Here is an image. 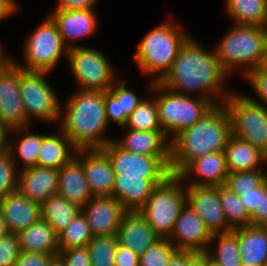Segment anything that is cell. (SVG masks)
<instances>
[{
  "label": "cell",
  "mask_w": 267,
  "mask_h": 266,
  "mask_svg": "<svg viewBox=\"0 0 267 266\" xmlns=\"http://www.w3.org/2000/svg\"><path fill=\"white\" fill-rule=\"evenodd\" d=\"M18 168L9 150L0 153V198L17 190Z\"/></svg>",
  "instance_id": "cell-40"
},
{
  "label": "cell",
  "mask_w": 267,
  "mask_h": 266,
  "mask_svg": "<svg viewBox=\"0 0 267 266\" xmlns=\"http://www.w3.org/2000/svg\"><path fill=\"white\" fill-rule=\"evenodd\" d=\"M189 37L188 33L172 22L159 24L140 40L133 60L145 75L156 72L158 75L152 82H160L171 70L181 47Z\"/></svg>",
  "instance_id": "cell-5"
},
{
  "label": "cell",
  "mask_w": 267,
  "mask_h": 266,
  "mask_svg": "<svg viewBox=\"0 0 267 266\" xmlns=\"http://www.w3.org/2000/svg\"><path fill=\"white\" fill-rule=\"evenodd\" d=\"M215 238L218 239V244L214 252L211 249L206 251L209 259L220 266H241L238 235L233 230L213 234L210 243L214 242Z\"/></svg>",
  "instance_id": "cell-33"
},
{
  "label": "cell",
  "mask_w": 267,
  "mask_h": 266,
  "mask_svg": "<svg viewBox=\"0 0 267 266\" xmlns=\"http://www.w3.org/2000/svg\"><path fill=\"white\" fill-rule=\"evenodd\" d=\"M18 5L15 0H0V19H5L17 11Z\"/></svg>",
  "instance_id": "cell-50"
},
{
  "label": "cell",
  "mask_w": 267,
  "mask_h": 266,
  "mask_svg": "<svg viewBox=\"0 0 267 266\" xmlns=\"http://www.w3.org/2000/svg\"><path fill=\"white\" fill-rule=\"evenodd\" d=\"M115 266H139V255L120 244L117 245Z\"/></svg>",
  "instance_id": "cell-46"
},
{
  "label": "cell",
  "mask_w": 267,
  "mask_h": 266,
  "mask_svg": "<svg viewBox=\"0 0 267 266\" xmlns=\"http://www.w3.org/2000/svg\"><path fill=\"white\" fill-rule=\"evenodd\" d=\"M187 204L213 234L232 231L219 198V186H187Z\"/></svg>",
  "instance_id": "cell-13"
},
{
  "label": "cell",
  "mask_w": 267,
  "mask_h": 266,
  "mask_svg": "<svg viewBox=\"0 0 267 266\" xmlns=\"http://www.w3.org/2000/svg\"><path fill=\"white\" fill-rule=\"evenodd\" d=\"M162 131L128 129L124 138L114 141L123 149L147 156H170V141Z\"/></svg>",
  "instance_id": "cell-25"
},
{
  "label": "cell",
  "mask_w": 267,
  "mask_h": 266,
  "mask_svg": "<svg viewBox=\"0 0 267 266\" xmlns=\"http://www.w3.org/2000/svg\"><path fill=\"white\" fill-rule=\"evenodd\" d=\"M227 75L215 50L207 51L190 36L181 47L171 70L159 83L178 94L191 96L189 92H200L201 98L216 106L220 103L214 102V97L224 101L231 93L224 87Z\"/></svg>",
  "instance_id": "cell-2"
},
{
  "label": "cell",
  "mask_w": 267,
  "mask_h": 266,
  "mask_svg": "<svg viewBox=\"0 0 267 266\" xmlns=\"http://www.w3.org/2000/svg\"><path fill=\"white\" fill-rule=\"evenodd\" d=\"M81 208L59 194L51 196L41 204L42 219L59 234L74 220Z\"/></svg>",
  "instance_id": "cell-30"
},
{
  "label": "cell",
  "mask_w": 267,
  "mask_h": 266,
  "mask_svg": "<svg viewBox=\"0 0 267 266\" xmlns=\"http://www.w3.org/2000/svg\"><path fill=\"white\" fill-rule=\"evenodd\" d=\"M9 131L11 130L7 126L0 124V153L8 150Z\"/></svg>",
  "instance_id": "cell-51"
},
{
  "label": "cell",
  "mask_w": 267,
  "mask_h": 266,
  "mask_svg": "<svg viewBox=\"0 0 267 266\" xmlns=\"http://www.w3.org/2000/svg\"><path fill=\"white\" fill-rule=\"evenodd\" d=\"M47 266H65L63 259L59 256H53Z\"/></svg>",
  "instance_id": "cell-55"
},
{
  "label": "cell",
  "mask_w": 267,
  "mask_h": 266,
  "mask_svg": "<svg viewBox=\"0 0 267 266\" xmlns=\"http://www.w3.org/2000/svg\"><path fill=\"white\" fill-rule=\"evenodd\" d=\"M105 91V109L106 117L109 121L114 122L119 127L124 128L128 116L137 108L143 98H139L133 91L128 90L125 86L127 81H119Z\"/></svg>",
  "instance_id": "cell-27"
},
{
  "label": "cell",
  "mask_w": 267,
  "mask_h": 266,
  "mask_svg": "<svg viewBox=\"0 0 267 266\" xmlns=\"http://www.w3.org/2000/svg\"><path fill=\"white\" fill-rule=\"evenodd\" d=\"M19 168L17 191L40 205L58 192V169L47 167Z\"/></svg>",
  "instance_id": "cell-17"
},
{
  "label": "cell",
  "mask_w": 267,
  "mask_h": 266,
  "mask_svg": "<svg viewBox=\"0 0 267 266\" xmlns=\"http://www.w3.org/2000/svg\"><path fill=\"white\" fill-rule=\"evenodd\" d=\"M261 227L267 232V220L261 225Z\"/></svg>",
  "instance_id": "cell-58"
},
{
  "label": "cell",
  "mask_w": 267,
  "mask_h": 266,
  "mask_svg": "<svg viewBox=\"0 0 267 266\" xmlns=\"http://www.w3.org/2000/svg\"><path fill=\"white\" fill-rule=\"evenodd\" d=\"M265 160H266L265 164L267 165V153L265 154Z\"/></svg>",
  "instance_id": "cell-59"
},
{
  "label": "cell",
  "mask_w": 267,
  "mask_h": 266,
  "mask_svg": "<svg viewBox=\"0 0 267 266\" xmlns=\"http://www.w3.org/2000/svg\"><path fill=\"white\" fill-rule=\"evenodd\" d=\"M93 237L116 235L128 212L113 196L92 197L82 208Z\"/></svg>",
  "instance_id": "cell-15"
},
{
  "label": "cell",
  "mask_w": 267,
  "mask_h": 266,
  "mask_svg": "<svg viewBox=\"0 0 267 266\" xmlns=\"http://www.w3.org/2000/svg\"><path fill=\"white\" fill-rule=\"evenodd\" d=\"M3 46H0V74L3 73L9 66L14 63V59H10V57H5Z\"/></svg>",
  "instance_id": "cell-52"
},
{
  "label": "cell",
  "mask_w": 267,
  "mask_h": 266,
  "mask_svg": "<svg viewBox=\"0 0 267 266\" xmlns=\"http://www.w3.org/2000/svg\"><path fill=\"white\" fill-rule=\"evenodd\" d=\"M265 172V170L259 169L229 173L224 186L240 196L244 192L259 187L267 179V172Z\"/></svg>",
  "instance_id": "cell-38"
},
{
  "label": "cell",
  "mask_w": 267,
  "mask_h": 266,
  "mask_svg": "<svg viewBox=\"0 0 267 266\" xmlns=\"http://www.w3.org/2000/svg\"><path fill=\"white\" fill-rule=\"evenodd\" d=\"M125 128L145 131H162L156 99L143 97L137 108L128 116Z\"/></svg>",
  "instance_id": "cell-35"
},
{
  "label": "cell",
  "mask_w": 267,
  "mask_h": 266,
  "mask_svg": "<svg viewBox=\"0 0 267 266\" xmlns=\"http://www.w3.org/2000/svg\"><path fill=\"white\" fill-rule=\"evenodd\" d=\"M83 170L93 197L112 196L116 174L101 149L83 150Z\"/></svg>",
  "instance_id": "cell-22"
},
{
  "label": "cell",
  "mask_w": 267,
  "mask_h": 266,
  "mask_svg": "<svg viewBox=\"0 0 267 266\" xmlns=\"http://www.w3.org/2000/svg\"><path fill=\"white\" fill-rule=\"evenodd\" d=\"M244 76L247 80H249V83L252 85L259 101L255 98H251L250 96L247 97L253 102L261 104L267 108V71L257 67Z\"/></svg>",
  "instance_id": "cell-42"
},
{
  "label": "cell",
  "mask_w": 267,
  "mask_h": 266,
  "mask_svg": "<svg viewBox=\"0 0 267 266\" xmlns=\"http://www.w3.org/2000/svg\"><path fill=\"white\" fill-rule=\"evenodd\" d=\"M65 105L59 127L77 150L101 149L113 140L105 135V91L77 90Z\"/></svg>",
  "instance_id": "cell-3"
},
{
  "label": "cell",
  "mask_w": 267,
  "mask_h": 266,
  "mask_svg": "<svg viewBox=\"0 0 267 266\" xmlns=\"http://www.w3.org/2000/svg\"><path fill=\"white\" fill-rule=\"evenodd\" d=\"M196 175L188 186H223L229 174L224 151L211 153L189 161L176 175L184 181ZM200 180V181H199Z\"/></svg>",
  "instance_id": "cell-19"
},
{
  "label": "cell",
  "mask_w": 267,
  "mask_h": 266,
  "mask_svg": "<svg viewBox=\"0 0 267 266\" xmlns=\"http://www.w3.org/2000/svg\"><path fill=\"white\" fill-rule=\"evenodd\" d=\"M65 266H92L87 246L59 251Z\"/></svg>",
  "instance_id": "cell-43"
},
{
  "label": "cell",
  "mask_w": 267,
  "mask_h": 266,
  "mask_svg": "<svg viewBox=\"0 0 267 266\" xmlns=\"http://www.w3.org/2000/svg\"><path fill=\"white\" fill-rule=\"evenodd\" d=\"M230 136L231 122L226 107L213 106L170 141V173L177 174L193 159L224 151Z\"/></svg>",
  "instance_id": "cell-4"
},
{
  "label": "cell",
  "mask_w": 267,
  "mask_h": 266,
  "mask_svg": "<svg viewBox=\"0 0 267 266\" xmlns=\"http://www.w3.org/2000/svg\"><path fill=\"white\" fill-rule=\"evenodd\" d=\"M53 256L50 253L21 251L14 266H47Z\"/></svg>",
  "instance_id": "cell-44"
},
{
  "label": "cell",
  "mask_w": 267,
  "mask_h": 266,
  "mask_svg": "<svg viewBox=\"0 0 267 266\" xmlns=\"http://www.w3.org/2000/svg\"><path fill=\"white\" fill-rule=\"evenodd\" d=\"M101 150L116 174L112 196L128 211H139L154 188L171 175L170 156H147L121 148L114 138Z\"/></svg>",
  "instance_id": "cell-1"
},
{
  "label": "cell",
  "mask_w": 267,
  "mask_h": 266,
  "mask_svg": "<svg viewBox=\"0 0 267 266\" xmlns=\"http://www.w3.org/2000/svg\"><path fill=\"white\" fill-rule=\"evenodd\" d=\"M57 194L80 208L93 197L83 170V150H77L76 155L59 169Z\"/></svg>",
  "instance_id": "cell-18"
},
{
  "label": "cell",
  "mask_w": 267,
  "mask_h": 266,
  "mask_svg": "<svg viewBox=\"0 0 267 266\" xmlns=\"http://www.w3.org/2000/svg\"><path fill=\"white\" fill-rule=\"evenodd\" d=\"M94 12V9H55L50 14V17L57 25L62 40L69 49L78 46L72 43L75 40L81 39V37H88L95 33L98 22Z\"/></svg>",
  "instance_id": "cell-20"
},
{
  "label": "cell",
  "mask_w": 267,
  "mask_h": 266,
  "mask_svg": "<svg viewBox=\"0 0 267 266\" xmlns=\"http://www.w3.org/2000/svg\"><path fill=\"white\" fill-rule=\"evenodd\" d=\"M118 244L143 254L160 237L137 211L127 212L117 230Z\"/></svg>",
  "instance_id": "cell-23"
},
{
  "label": "cell",
  "mask_w": 267,
  "mask_h": 266,
  "mask_svg": "<svg viewBox=\"0 0 267 266\" xmlns=\"http://www.w3.org/2000/svg\"><path fill=\"white\" fill-rule=\"evenodd\" d=\"M212 234L202 218L187 204L167 238L177 250L206 253Z\"/></svg>",
  "instance_id": "cell-14"
},
{
  "label": "cell",
  "mask_w": 267,
  "mask_h": 266,
  "mask_svg": "<svg viewBox=\"0 0 267 266\" xmlns=\"http://www.w3.org/2000/svg\"><path fill=\"white\" fill-rule=\"evenodd\" d=\"M67 59L81 86L79 90L108 91L116 82V71L104 53L94 48L76 46L69 49Z\"/></svg>",
  "instance_id": "cell-12"
},
{
  "label": "cell",
  "mask_w": 267,
  "mask_h": 266,
  "mask_svg": "<svg viewBox=\"0 0 267 266\" xmlns=\"http://www.w3.org/2000/svg\"><path fill=\"white\" fill-rule=\"evenodd\" d=\"M267 220V179L260 185L259 206L251 214V225L261 226Z\"/></svg>",
  "instance_id": "cell-45"
},
{
  "label": "cell",
  "mask_w": 267,
  "mask_h": 266,
  "mask_svg": "<svg viewBox=\"0 0 267 266\" xmlns=\"http://www.w3.org/2000/svg\"><path fill=\"white\" fill-rule=\"evenodd\" d=\"M99 0H59V3L55 9L61 10H84L94 9L93 6L98 3Z\"/></svg>",
  "instance_id": "cell-47"
},
{
  "label": "cell",
  "mask_w": 267,
  "mask_h": 266,
  "mask_svg": "<svg viewBox=\"0 0 267 266\" xmlns=\"http://www.w3.org/2000/svg\"><path fill=\"white\" fill-rule=\"evenodd\" d=\"M92 238L86 216L80 211L68 227L58 234L59 251L87 246Z\"/></svg>",
  "instance_id": "cell-34"
},
{
  "label": "cell",
  "mask_w": 267,
  "mask_h": 266,
  "mask_svg": "<svg viewBox=\"0 0 267 266\" xmlns=\"http://www.w3.org/2000/svg\"><path fill=\"white\" fill-rule=\"evenodd\" d=\"M243 264L267 266V232L261 226H242L233 229Z\"/></svg>",
  "instance_id": "cell-26"
},
{
  "label": "cell",
  "mask_w": 267,
  "mask_h": 266,
  "mask_svg": "<svg viewBox=\"0 0 267 266\" xmlns=\"http://www.w3.org/2000/svg\"><path fill=\"white\" fill-rule=\"evenodd\" d=\"M10 234L6 222L4 220V217L2 216L0 212V239L6 235Z\"/></svg>",
  "instance_id": "cell-54"
},
{
  "label": "cell",
  "mask_w": 267,
  "mask_h": 266,
  "mask_svg": "<svg viewBox=\"0 0 267 266\" xmlns=\"http://www.w3.org/2000/svg\"><path fill=\"white\" fill-rule=\"evenodd\" d=\"M17 236L21 251L50 253L54 256L59 253L58 234L42 218L20 231Z\"/></svg>",
  "instance_id": "cell-29"
},
{
  "label": "cell",
  "mask_w": 267,
  "mask_h": 266,
  "mask_svg": "<svg viewBox=\"0 0 267 266\" xmlns=\"http://www.w3.org/2000/svg\"><path fill=\"white\" fill-rule=\"evenodd\" d=\"M0 212L11 234H18L42 218L41 205L17 190L0 198Z\"/></svg>",
  "instance_id": "cell-21"
},
{
  "label": "cell",
  "mask_w": 267,
  "mask_h": 266,
  "mask_svg": "<svg viewBox=\"0 0 267 266\" xmlns=\"http://www.w3.org/2000/svg\"><path fill=\"white\" fill-rule=\"evenodd\" d=\"M196 254L193 251L178 250L168 266H188V261Z\"/></svg>",
  "instance_id": "cell-49"
},
{
  "label": "cell",
  "mask_w": 267,
  "mask_h": 266,
  "mask_svg": "<svg viewBox=\"0 0 267 266\" xmlns=\"http://www.w3.org/2000/svg\"><path fill=\"white\" fill-rule=\"evenodd\" d=\"M266 42L267 27L235 24L214 50L220 66L227 74L242 65L246 66L243 68L246 69L244 74H247L259 67Z\"/></svg>",
  "instance_id": "cell-6"
},
{
  "label": "cell",
  "mask_w": 267,
  "mask_h": 266,
  "mask_svg": "<svg viewBox=\"0 0 267 266\" xmlns=\"http://www.w3.org/2000/svg\"><path fill=\"white\" fill-rule=\"evenodd\" d=\"M219 198L228 224L233 228L251 225V214L242 204L240 196L226 186H219Z\"/></svg>",
  "instance_id": "cell-36"
},
{
  "label": "cell",
  "mask_w": 267,
  "mask_h": 266,
  "mask_svg": "<svg viewBox=\"0 0 267 266\" xmlns=\"http://www.w3.org/2000/svg\"><path fill=\"white\" fill-rule=\"evenodd\" d=\"M240 199L248 212L252 214L257 206H259L260 186L252 189L251 191L244 192V194L240 195Z\"/></svg>",
  "instance_id": "cell-48"
},
{
  "label": "cell",
  "mask_w": 267,
  "mask_h": 266,
  "mask_svg": "<svg viewBox=\"0 0 267 266\" xmlns=\"http://www.w3.org/2000/svg\"><path fill=\"white\" fill-rule=\"evenodd\" d=\"M177 251L167 238H160L139 255V266H168Z\"/></svg>",
  "instance_id": "cell-39"
},
{
  "label": "cell",
  "mask_w": 267,
  "mask_h": 266,
  "mask_svg": "<svg viewBox=\"0 0 267 266\" xmlns=\"http://www.w3.org/2000/svg\"><path fill=\"white\" fill-rule=\"evenodd\" d=\"M49 72L24 71L19 67V90L28 124L32 119L59 121L61 105L48 84Z\"/></svg>",
  "instance_id": "cell-11"
},
{
  "label": "cell",
  "mask_w": 267,
  "mask_h": 266,
  "mask_svg": "<svg viewBox=\"0 0 267 266\" xmlns=\"http://www.w3.org/2000/svg\"><path fill=\"white\" fill-rule=\"evenodd\" d=\"M206 266H220V265H218V264L214 263L213 261H211L209 259V256L206 254Z\"/></svg>",
  "instance_id": "cell-57"
},
{
  "label": "cell",
  "mask_w": 267,
  "mask_h": 266,
  "mask_svg": "<svg viewBox=\"0 0 267 266\" xmlns=\"http://www.w3.org/2000/svg\"><path fill=\"white\" fill-rule=\"evenodd\" d=\"M182 180L171 174L152 191L146 204L137 212L153 228L160 238H168L173 226L187 205V187Z\"/></svg>",
  "instance_id": "cell-8"
},
{
  "label": "cell",
  "mask_w": 267,
  "mask_h": 266,
  "mask_svg": "<svg viewBox=\"0 0 267 266\" xmlns=\"http://www.w3.org/2000/svg\"><path fill=\"white\" fill-rule=\"evenodd\" d=\"M225 9L235 24L267 27V0H226Z\"/></svg>",
  "instance_id": "cell-31"
},
{
  "label": "cell",
  "mask_w": 267,
  "mask_h": 266,
  "mask_svg": "<svg viewBox=\"0 0 267 266\" xmlns=\"http://www.w3.org/2000/svg\"><path fill=\"white\" fill-rule=\"evenodd\" d=\"M17 234H8L0 239V266H14L20 255Z\"/></svg>",
  "instance_id": "cell-41"
},
{
  "label": "cell",
  "mask_w": 267,
  "mask_h": 266,
  "mask_svg": "<svg viewBox=\"0 0 267 266\" xmlns=\"http://www.w3.org/2000/svg\"><path fill=\"white\" fill-rule=\"evenodd\" d=\"M28 129L29 127L11 129V132L16 131V133L19 132V134H23L24 130L25 135L21 138L19 137L15 142L9 140L8 144V150L14 160V163L16 164V167L18 163L16 162L17 160L15 157L17 158L18 156L20 157V160H22L21 162H23V167L21 169L38 166V155L42 145V137L45 135L35 134L30 131L27 132Z\"/></svg>",
  "instance_id": "cell-32"
},
{
  "label": "cell",
  "mask_w": 267,
  "mask_h": 266,
  "mask_svg": "<svg viewBox=\"0 0 267 266\" xmlns=\"http://www.w3.org/2000/svg\"><path fill=\"white\" fill-rule=\"evenodd\" d=\"M117 245L116 235L93 237L87 245L92 266H115Z\"/></svg>",
  "instance_id": "cell-37"
},
{
  "label": "cell",
  "mask_w": 267,
  "mask_h": 266,
  "mask_svg": "<svg viewBox=\"0 0 267 266\" xmlns=\"http://www.w3.org/2000/svg\"><path fill=\"white\" fill-rule=\"evenodd\" d=\"M151 90L156 91V104L162 132L171 140L181 131L199 121L214 106L209 100L199 96L195 99L190 95L178 94L167 89L159 82L150 84Z\"/></svg>",
  "instance_id": "cell-7"
},
{
  "label": "cell",
  "mask_w": 267,
  "mask_h": 266,
  "mask_svg": "<svg viewBox=\"0 0 267 266\" xmlns=\"http://www.w3.org/2000/svg\"><path fill=\"white\" fill-rule=\"evenodd\" d=\"M188 266H206V253H196L188 261Z\"/></svg>",
  "instance_id": "cell-53"
},
{
  "label": "cell",
  "mask_w": 267,
  "mask_h": 266,
  "mask_svg": "<svg viewBox=\"0 0 267 266\" xmlns=\"http://www.w3.org/2000/svg\"><path fill=\"white\" fill-rule=\"evenodd\" d=\"M0 124L10 130L28 127L19 90V66L13 63L0 74Z\"/></svg>",
  "instance_id": "cell-16"
},
{
  "label": "cell",
  "mask_w": 267,
  "mask_h": 266,
  "mask_svg": "<svg viewBox=\"0 0 267 266\" xmlns=\"http://www.w3.org/2000/svg\"><path fill=\"white\" fill-rule=\"evenodd\" d=\"M59 134H48L42 137V145L38 155V166L60 169L68 163L77 152L71 140L60 129Z\"/></svg>",
  "instance_id": "cell-28"
},
{
  "label": "cell",
  "mask_w": 267,
  "mask_h": 266,
  "mask_svg": "<svg viewBox=\"0 0 267 266\" xmlns=\"http://www.w3.org/2000/svg\"><path fill=\"white\" fill-rule=\"evenodd\" d=\"M241 266H251V265H246V264H243V263H242Z\"/></svg>",
  "instance_id": "cell-60"
},
{
  "label": "cell",
  "mask_w": 267,
  "mask_h": 266,
  "mask_svg": "<svg viewBox=\"0 0 267 266\" xmlns=\"http://www.w3.org/2000/svg\"><path fill=\"white\" fill-rule=\"evenodd\" d=\"M259 68L267 71V42H266L265 47H264L263 57H262V61H261L260 65H259Z\"/></svg>",
  "instance_id": "cell-56"
},
{
  "label": "cell",
  "mask_w": 267,
  "mask_h": 266,
  "mask_svg": "<svg viewBox=\"0 0 267 266\" xmlns=\"http://www.w3.org/2000/svg\"><path fill=\"white\" fill-rule=\"evenodd\" d=\"M24 47V65L14 60V63L24 71L50 73L59 64L62 55L68 56L69 52L56 23L50 16L30 33Z\"/></svg>",
  "instance_id": "cell-10"
},
{
  "label": "cell",
  "mask_w": 267,
  "mask_h": 266,
  "mask_svg": "<svg viewBox=\"0 0 267 266\" xmlns=\"http://www.w3.org/2000/svg\"><path fill=\"white\" fill-rule=\"evenodd\" d=\"M224 153L229 173L263 169L266 163L264 152L234 135L229 137Z\"/></svg>",
  "instance_id": "cell-24"
},
{
  "label": "cell",
  "mask_w": 267,
  "mask_h": 266,
  "mask_svg": "<svg viewBox=\"0 0 267 266\" xmlns=\"http://www.w3.org/2000/svg\"><path fill=\"white\" fill-rule=\"evenodd\" d=\"M230 122L231 135L245 140L267 153V108L250 100L246 94L231 93L224 100Z\"/></svg>",
  "instance_id": "cell-9"
}]
</instances>
